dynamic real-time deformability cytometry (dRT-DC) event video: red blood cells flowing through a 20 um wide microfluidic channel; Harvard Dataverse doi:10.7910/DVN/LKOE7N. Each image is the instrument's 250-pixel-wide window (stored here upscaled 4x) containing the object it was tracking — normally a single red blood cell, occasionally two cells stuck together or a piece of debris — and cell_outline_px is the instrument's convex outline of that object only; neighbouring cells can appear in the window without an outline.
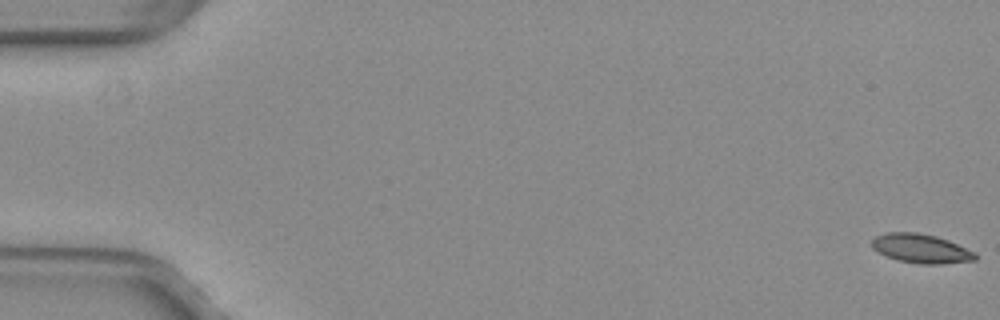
{"species": "common noctule bat (a hibernating species)", "species_latin": "Nyctalus noctula", "temperature_condition": "warm", "stored_images_in_passage": 51, "camera_frame_rate_fps": 3000, "um_per_image_px": 0.085, "animal": {"sex": "female", "body_mass_g": 29.2, "forearm_length_mm": 56.3}, "frame": {"image": 1, "passage_image": 1, "time_ms": 0.0, "image_size_px": [1000, 320], "cell_outline_px": [[976, 260], [940, 264], [920, 264], [900, 260], [888, 256], [872, 248], [872, 240], [876, 236], [884, 232], [916, 232], [936, 236], [948, 240], [976, 252]], "centroid_in_image_um": [78.3, 21.11], "position_along_channel_um": 6.7, "area_um2": 17.4}}
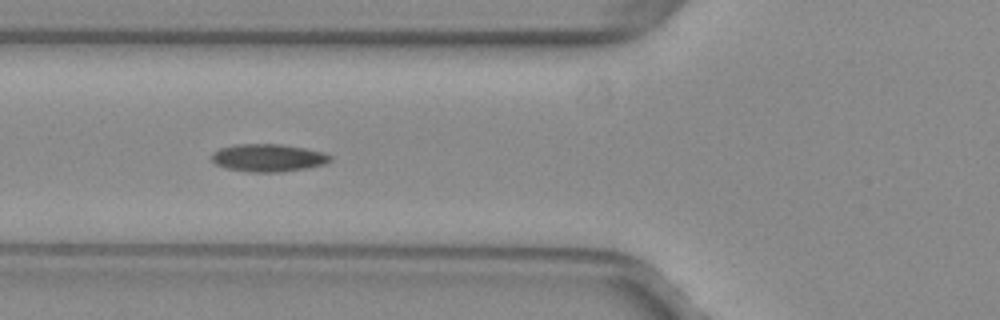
{"frame": {"image": 2, "passage_image": 21, "time_ms": 6.667, "image_size_px": [1000, 320], "cell_outline_px": [[332, 160], [324, 164], [308, 168], [280, 172], [244, 172], [224, 168], [216, 164], [212, 160], [212, 152], [220, 148], [236, 144], [280, 144], [304, 148], [324, 152], [332, 156]], "centroid_in_image_um": [22.79, 13.42], "position_along_channel_um": 103.0, "area_um2": 19.31}}
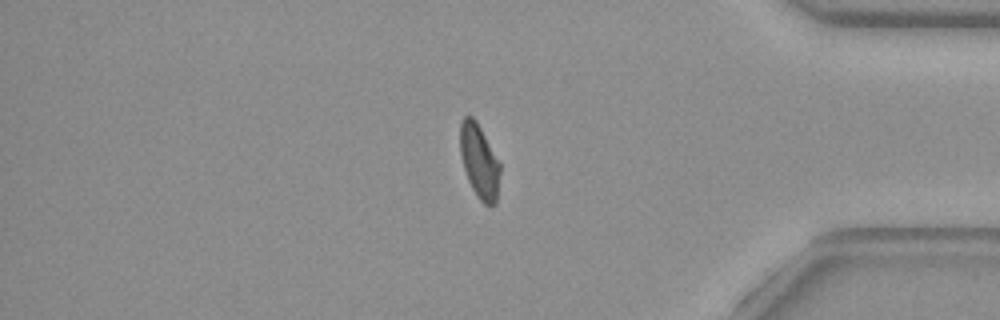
{"frame": {"image": 3, "passage_image": 45, "time_ms": 14.667, "image_size_px": [1000, 320], "cell_outline_px": [[500, 172], [496, 204], [488, 208], [476, 196], [468, 180], [464, 168], [460, 152], [460, 120], [464, 116], [472, 116], [476, 120], [500, 164]], "centroid_in_image_um": [40.73, 13.74], "position_along_channel_um": 394.5, "area_um2": 17.22}, "authors_computed_cell_mechanics": {"area_um2": 17.8602, "velocity_mm_per_s": 3.9824, "shape_relaxation_time_tau1_ms": 9.0922, "shape_relaxation_time_tau2_ms": 2.2125, "deformation_change_tau1": 0.202, "deformation_change_tau2": 0.0656}}